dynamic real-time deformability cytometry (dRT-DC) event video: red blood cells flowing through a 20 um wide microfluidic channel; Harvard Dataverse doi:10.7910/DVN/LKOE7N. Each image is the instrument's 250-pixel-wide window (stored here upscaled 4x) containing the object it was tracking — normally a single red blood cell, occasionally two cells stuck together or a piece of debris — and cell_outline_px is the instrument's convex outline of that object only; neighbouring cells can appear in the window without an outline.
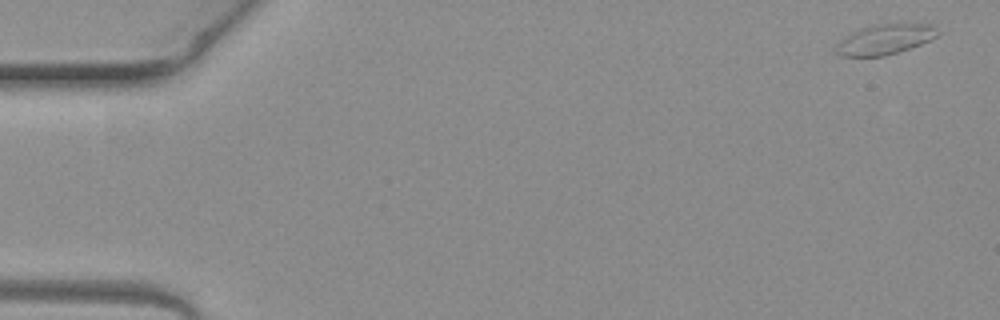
{"species": "common noctule bat (a hibernating species)", "species_latin": "Nyctalus noctula", "temperature_condition": "warm", "stored_images_in_passage": 6, "camera_frame_rate_fps": 3000, "um_per_image_px": 0.085, "animal": {"sex": "female", "body_mass_g": 19.3, "forearm_length_mm": 54.1}, "frame": {"image": 1, "passage_image": 1, "time_ms": 0.0, "image_size_px": [1000, 320], "cell_outline_px": [[940, 32], [936, 36], [920, 44], [884, 56], [840, 56], [836, 52], [836, 44], [844, 36], [860, 28], [872, 24], [896, 20], [912, 20], [932, 24]], "centroid_in_image_um": [75.27, 3.25], "position_along_channel_um": 9.7, "area_um2": 18.79}}